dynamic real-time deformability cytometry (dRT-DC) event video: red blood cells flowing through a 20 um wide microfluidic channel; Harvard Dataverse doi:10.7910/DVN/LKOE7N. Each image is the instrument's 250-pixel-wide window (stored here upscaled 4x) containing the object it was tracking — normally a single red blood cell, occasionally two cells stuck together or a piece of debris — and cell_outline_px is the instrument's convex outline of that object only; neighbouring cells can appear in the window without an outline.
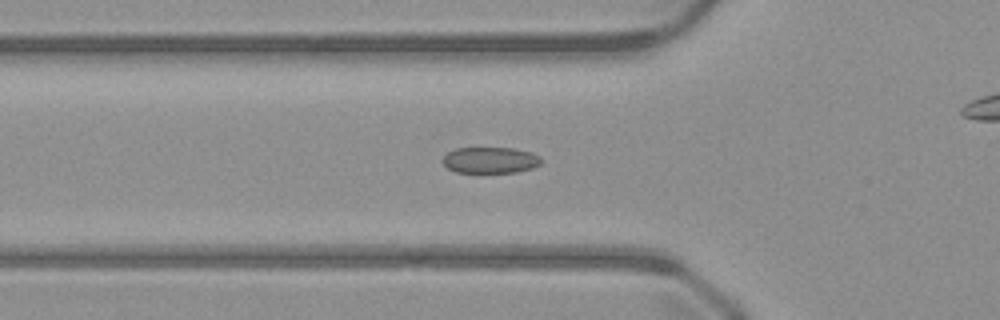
{"species": "common noctule bat (a hibernating species)", "species_latin": "Nyctalus noctula", "temperature_condition": "warm", "stored_images_in_passage": 52, "camera_frame_rate_fps": 3000, "um_per_image_px": 0.085, "animal": {"sex": "male", "body_mass_g": 23.1, "forearm_length_mm": 52.7}, "frame": {"image": 1, "passage_image": 18, "time_ms": 5.667, "image_size_px": [1000, 320], "cell_outline_px": [[540, 164], [532, 168], [516, 172], [456, 172], [448, 168], [440, 160], [448, 152], [456, 148], [512, 148], [532, 152], [540, 156]], "centroid_in_image_um": [41.66, 13.6], "position_along_channel_um": 84.1, "area_um2": 14.97}}
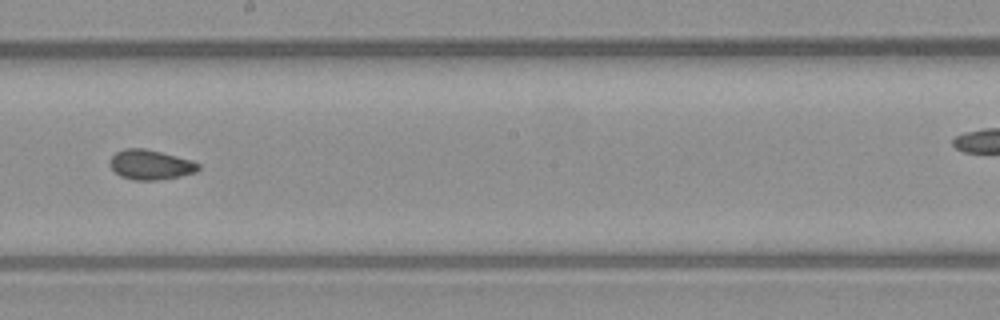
{"frame": {"image": 2, "passage_image": 29, "time_ms": 9.333, "image_size_px": [1000, 320], "cell_outline_px": [[200, 168], [196, 172], [180, 176], [156, 180], [136, 180], [120, 176], [108, 164], [108, 160], [116, 152], [124, 148], [144, 148], [192, 160], [200, 164]], "centroid_in_image_um": [12.78, 13.99], "position_along_channel_um": 235.4, "area_um2": 15.37}}
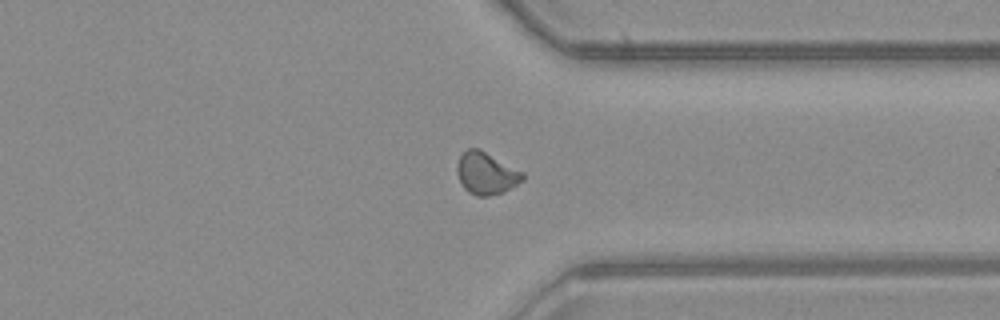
{"frame": {"image": 3, "passage_image": 39, "time_ms": 12.667, "image_size_px": [1000, 320], "cell_outline_px": [[524, 180], [504, 192], [488, 196], [476, 196], [468, 192], [464, 188], [456, 172], [456, 168], [460, 156], [468, 148], [480, 148], [524, 172]], "centroid_in_image_um": [41.34, 14.73], "position_along_channel_um": 370.1, "area_um2": 16.24}}